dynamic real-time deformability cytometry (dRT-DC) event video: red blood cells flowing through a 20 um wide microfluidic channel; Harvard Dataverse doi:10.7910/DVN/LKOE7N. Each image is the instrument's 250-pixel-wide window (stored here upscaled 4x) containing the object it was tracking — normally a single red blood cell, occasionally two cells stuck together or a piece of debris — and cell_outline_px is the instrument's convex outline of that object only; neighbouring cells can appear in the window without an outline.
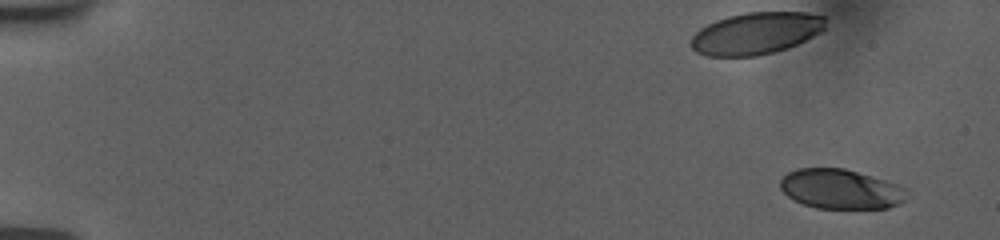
{"species": "human", "species_latin": "Homo sapiens", "temperature_condition": "room temperature", "stored_images_in_passage": 53, "camera_frame_rate_fps": 3000, "um_per_image_px": 0.085, "donor": {"sex": "female"}, "frame": {"image": 1, "passage_image": 1, "time_ms": 0.0, "image_size_px": [1000, 240], "cell_outline_px": [[908, 200], [888, 208], [816, 208], [804, 204], [788, 196], [780, 188], [780, 180], [788, 172], [796, 168], [844, 168], [884, 180], [908, 188]], "centroid_in_image_um": [71.49, 16.07], "position_along_channel_um": 13.5, "area_um2": 29.3}}
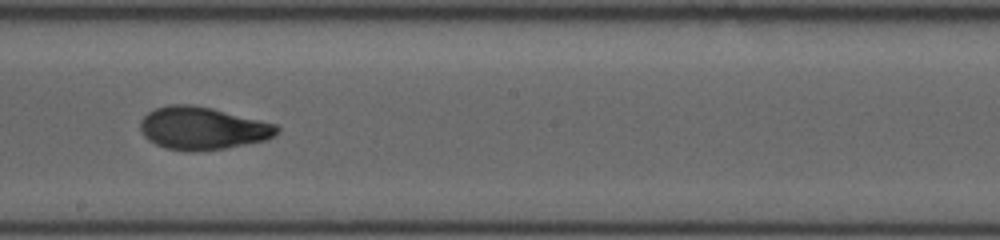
{"frame": {"image": 2, "passage_image": 31, "time_ms": 10.0, "image_size_px": [1000, 240], "cell_outline_px": [[280, 132], [276, 136], [264, 140], [224, 148], [192, 152], [188, 152], [168, 148], [156, 144], [148, 140], [144, 136], [140, 128], [140, 120], [148, 112], [156, 108], [168, 104], [192, 104], [212, 108], [276, 124], [280, 128]], "centroid_in_image_um": [17.21, 10.89], "position_along_channel_um": 231.0, "area_um2": 33.99}}
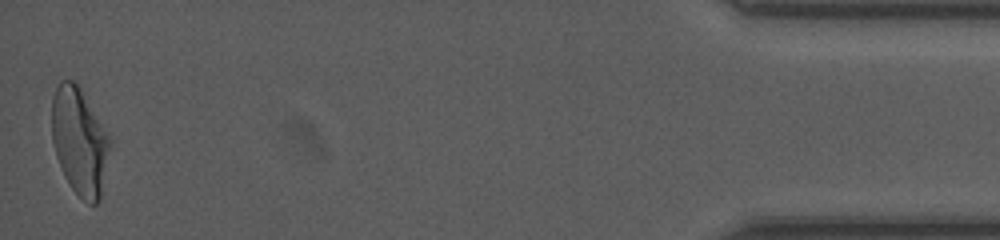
{"frame": {"image": 3, "passage_image": 53, "time_ms": 17.333, "image_size_px": [1000, 240], "cell_outline_px": [[112, 144], [100, 200], [96, 204], [88, 204], [72, 188], [64, 176], [60, 168], [56, 156], [52, 140], [52, 96], [60, 80], [72, 80], [80, 88], [112, 140]], "centroid_in_image_um": [6.77, 12.03], "position_along_channel_um": 428.4, "area_um2": 36.41}, "authors_computed_cell_mechanics": {"area_um2": 33.235, "velocity_mm_per_s": 3.7743, "shape_relaxation_time_tau1_ms": 6.4145, "shape_relaxation_time_tau2_ms": 1.2664, "deformation_change_tau1": 0.2121, "deformation_change_tau2": 0.0586}}